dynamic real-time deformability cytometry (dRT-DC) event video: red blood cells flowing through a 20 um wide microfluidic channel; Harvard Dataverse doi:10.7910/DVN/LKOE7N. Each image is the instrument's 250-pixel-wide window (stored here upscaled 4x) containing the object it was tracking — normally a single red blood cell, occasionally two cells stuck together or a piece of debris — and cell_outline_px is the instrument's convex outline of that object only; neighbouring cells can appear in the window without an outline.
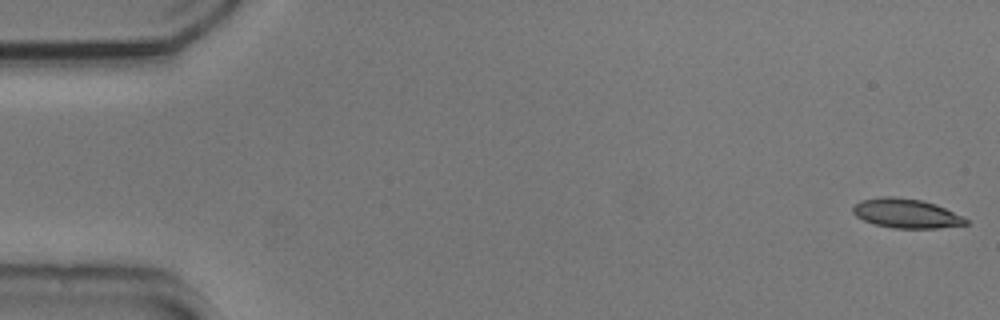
{"species": "common noctule bat (a hibernating species)", "species_latin": "Nyctalus noctula", "temperature_condition": "cold", "stored_images_in_passage": 11, "camera_frame_rate_fps": 3000, "um_per_image_px": 0.085, "animal": {"sex": "male", "body_mass_g": 20.5, "forearm_length_mm": 52.5}, "frame": {"image": 1, "passage_image": 1, "time_ms": 0.0, "image_size_px": [1000, 320], "cell_outline_px": [[968, 224], [936, 228], [892, 228], [876, 224], [864, 220], [856, 216], [852, 212], [852, 208], [860, 200], [880, 196], [892, 196], [920, 200], [936, 204], [964, 216], [968, 220]], "centroid_in_image_um": [77.03, 18.13], "position_along_channel_um": 8.0, "area_um2": 19.31}}